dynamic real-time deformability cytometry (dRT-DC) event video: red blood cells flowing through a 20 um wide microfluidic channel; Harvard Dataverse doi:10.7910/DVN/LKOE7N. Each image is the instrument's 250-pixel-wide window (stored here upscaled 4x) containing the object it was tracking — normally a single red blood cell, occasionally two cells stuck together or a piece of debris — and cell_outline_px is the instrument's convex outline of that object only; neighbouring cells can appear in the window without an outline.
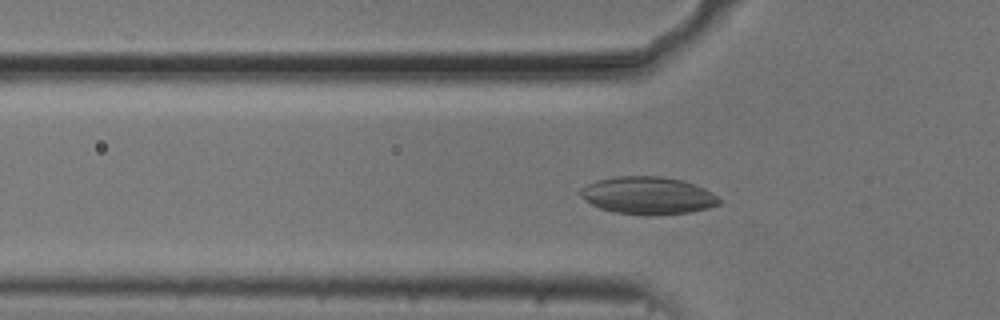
{"species": "common noctule bat (a hibernating species)", "species_latin": "Nyctalus noctula", "temperature_condition": "cold", "stored_images_in_passage": 54, "camera_frame_rate_fps": 3000, "um_per_image_px": 0.085, "animal": {"sex": "male", "body_mass_g": 20.5, "forearm_length_mm": 52.5}, "frame": {"image": 1, "passage_image": 18, "time_ms": 5.667, "image_size_px": [1000, 320], "cell_outline_px": [[720, 204], [708, 208], [692, 212], [612, 212], [600, 208], [592, 204], [580, 196], [576, 192], [580, 188], [588, 184], [600, 180], [620, 176], [660, 176], [680, 180], [704, 188], [712, 192], [720, 200]], "centroid_in_image_um": [55.04, 16.58], "position_along_channel_um": 70.8, "area_um2": 29.19}}
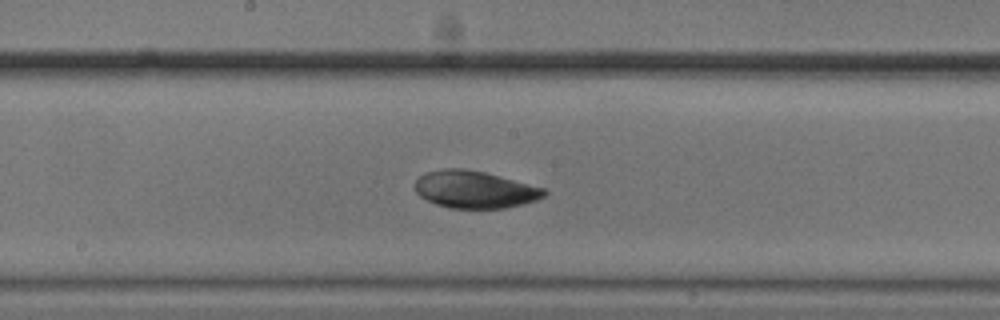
{"frame": {"image": 2, "passage_image": 29, "time_ms": 9.333, "image_size_px": [1000, 320], "cell_outline_px": [[548, 192], [544, 196], [536, 200], [524, 204], [504, 208], [448, 208], [436, 204], [420, 196], [416, 192], [416, 180], [424, 172], [444, 168], [464, 168], [484, 172], [544, 188]], "centroid_in_image_um": [40.34, 16.1], "position_along_channel_um": 207.9, "area_um2": 27.98}}
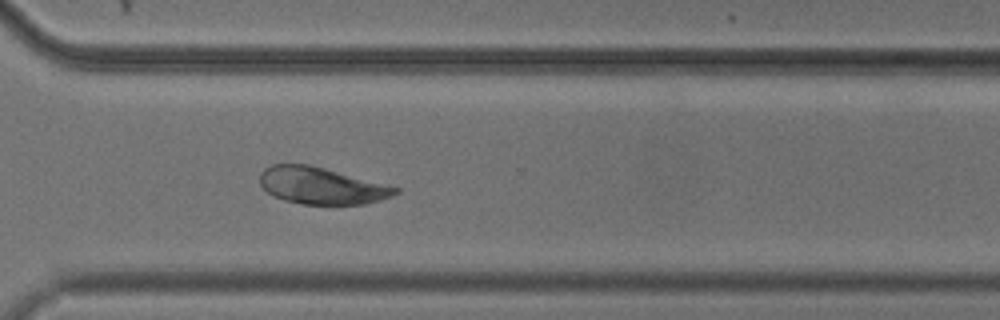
{"frame": {"image": 3, "passage_image": 40, "time_ms": 13.0, "image_size_px": [1000, 320], "cell_outline_px": [[400, 192], [392, 196], [364, 204], [304, 204], [284, 200], [272, 196], [260, 184], [260, 172], [264, 168], [272, 164], [308, 164], [324, 168], [400, 188]], "centroid_in_image_um": [27.29, 15.78], "position_along_channel_um": 343.3, "area_um2": 28.84}}